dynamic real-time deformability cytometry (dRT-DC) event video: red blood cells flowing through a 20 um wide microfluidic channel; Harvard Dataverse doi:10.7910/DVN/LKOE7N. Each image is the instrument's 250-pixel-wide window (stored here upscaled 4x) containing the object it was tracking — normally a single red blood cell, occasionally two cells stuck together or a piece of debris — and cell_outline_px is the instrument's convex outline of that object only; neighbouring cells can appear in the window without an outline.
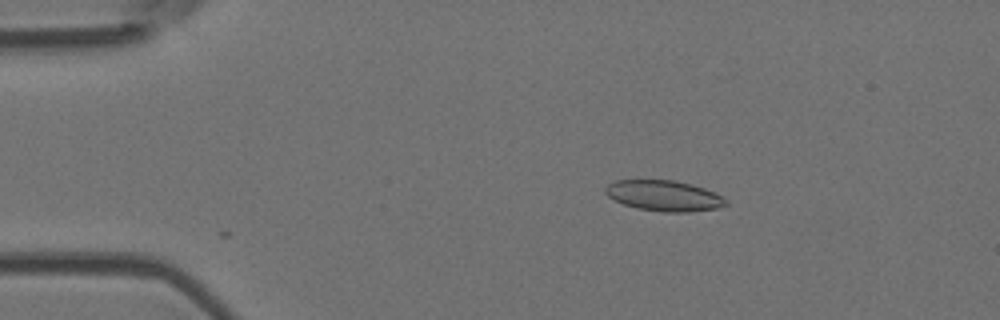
{"species": "Egyptian fruit bat (a non-hibernating species)", "species_latin": "Rousettus aegyptiacus", "temperature_condition": "room temperature", "stored_images_in_passage": 32, "camera_frame_rate_fps": 3000, "um_per_image_px": 0.085, "animal": {"sex": "female"}, "frame": {"image": 1, "passage_image": 10, "time_ms": 3.0, "image_size_px": [1000, 320], "cell_outline_px": [[728, 204], [716, 208], [688, 212], [664, 212], [636, 208], [624, 204], [608, 196], [604, 192], [604, 188], [608, 184], [616, 180], [676, 180], [692, 184], [704, 188], [728, 200]], "centroid_in_image_um": [56.42, 16.63], "position_along_channel_um": 28.6, "area_um2": 21.44}}
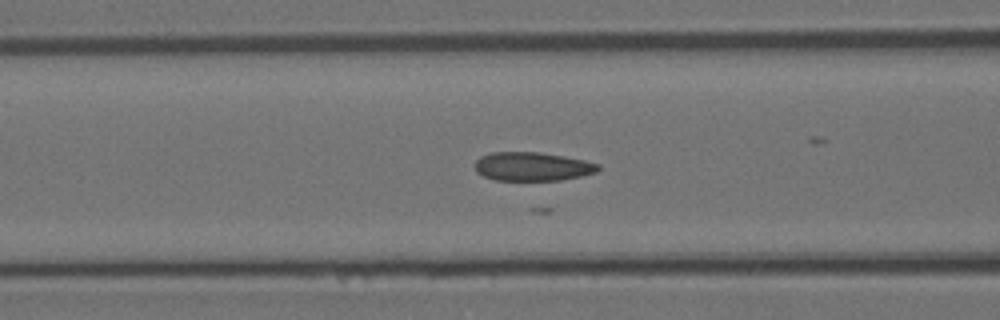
{"frame": {"image": 2, "passage_image": 22, "time_ms": 7.0, "image_size_px": [1000, 320], "cell_outline_px": [[600, 168], [596, 172], [580, 176], [560, 180], [496, 180], [484, 176], [476, 172], [476, 160], [480, 156], [492, 152], [540, 152], [564, 156], [584, 160], [600, 164]], "centroid_in_image_um": [45.25, 14.15], "position_along_channel_um": 121.3, "area_um2": 20.58}}
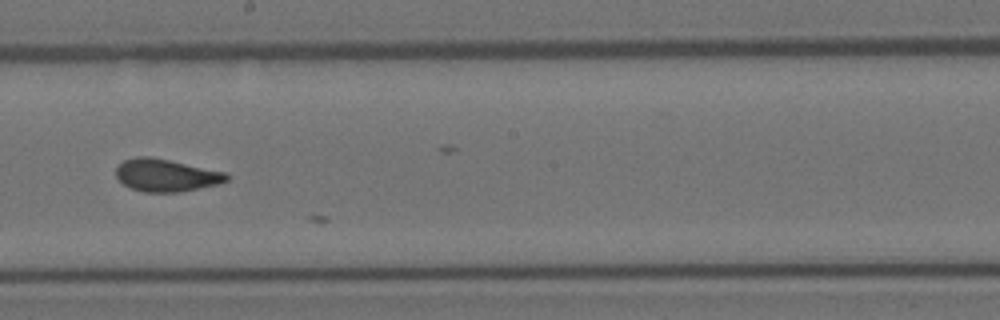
{"frame": {"image": 3, "passage_image": 31, "time_ms": 10.0, "image_size_px": [1000, 320], "cell_outline_px": [[228, 180], [216, 184], [180, 192], [144, 192], [132, 188], [124, 184], [116, 176], [116, 168], [124, 160], [136, 156], [152, 156], [228, 172]], "centroid_in_image_um": [14.13, 14.88], "position_along_channel_um": 234.1, "area_um2": 20.98}}